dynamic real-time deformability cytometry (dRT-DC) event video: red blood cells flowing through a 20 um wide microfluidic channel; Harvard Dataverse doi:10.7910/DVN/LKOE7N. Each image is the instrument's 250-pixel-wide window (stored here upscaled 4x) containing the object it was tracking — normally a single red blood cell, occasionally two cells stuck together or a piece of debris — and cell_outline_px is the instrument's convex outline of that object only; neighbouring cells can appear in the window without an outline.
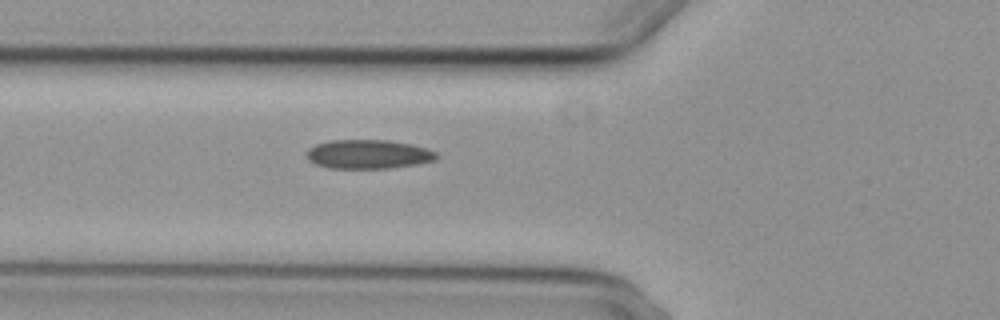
{"species": "common noctule bat (a hibernating species)", "species_latin": "Nyctalus noctula", "temperature_condition": "cold", "stored_images_in_passage": 6, "camera_frame_rate_fps": 3000, "um_per_image_px": 0.085, "animal": {"sex": "female", "body_mass_g": 29.2, "forearm_length_mm": 56.3}, "frame": {"image": 1, "passage_image": 6, "time_ms": 7.0, "image_size_px": [1000, 320], "cell_outline_px": [[436, 160], [416, 164], [388, 168], [328, 168], [316, 164], [308, 160], [308, 148], [316, 144], [328, 140], [388, 140], [408, 144], [424, 148], [436, 152]], "centroid_in_image_um": [31.26, 13.11], "position_along_channel_um": 94.5, "area_um2": 21.73}}